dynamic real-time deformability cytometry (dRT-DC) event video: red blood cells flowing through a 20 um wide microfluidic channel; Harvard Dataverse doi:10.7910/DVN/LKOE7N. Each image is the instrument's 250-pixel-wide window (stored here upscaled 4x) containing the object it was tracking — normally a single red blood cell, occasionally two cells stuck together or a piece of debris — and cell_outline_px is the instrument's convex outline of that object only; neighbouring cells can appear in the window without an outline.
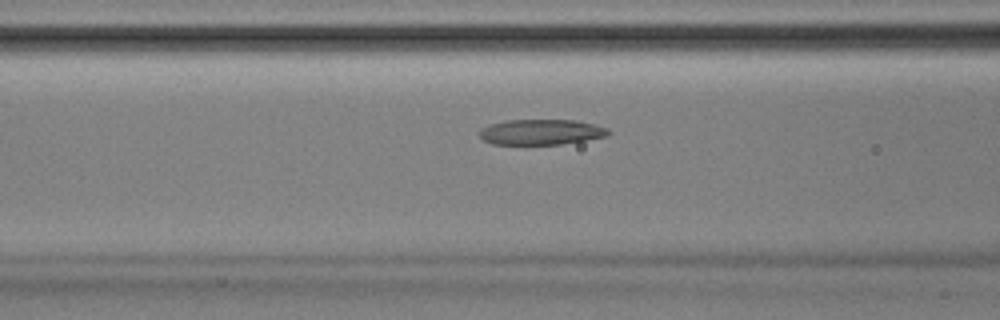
{"species": "Egyptian fruit bat (a non-hibernating species)", "species_latin": "Rousettus aegyptiacus", "temperature_condition": "room temperature", "stored_images_in_passage": 48, "camera_frame_rate_fps": 3000, "um_per_image_px": 0.085, "animal": {"sex": "male"}, "frame": {"image": 1, "passage_image": 17, "time_ms": 5.333, "image_size_px": [1000, 320], "cell_outline_px": [[612, 132], [608, 136], [560, 144], [492, 144], [484, 140], [480, 136], [480, 128], [504, 120], [576, 120], [608, 128]], "centroid_in_image_um": [46.01, 11.22], "position_along_channel_um": 120.6, "area_um2": 19.02}}
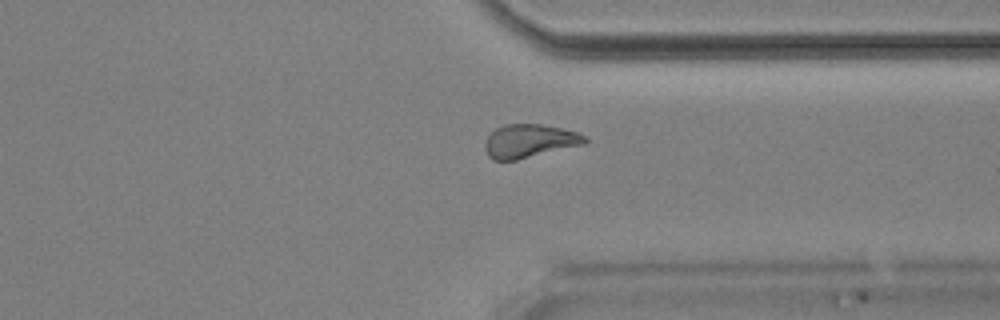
{"frame": {"image": 2, "passage_image": 36, "time_ms": 11.667, "image_size_px": [1000, 320], "cell_outline_px": [[588, 140], [584, 144], [516, 160], [492, 160], [488, 156], [484, 148], [484, 144], [488, 136], [496, 128], [504, 124], [540, 124], [560, 128], [576, 132], [588, 136]], "centroid_in_image_um": [44.99, 11.98], "position_along_channel_um": 366.4, "area_um2": 19.42}}
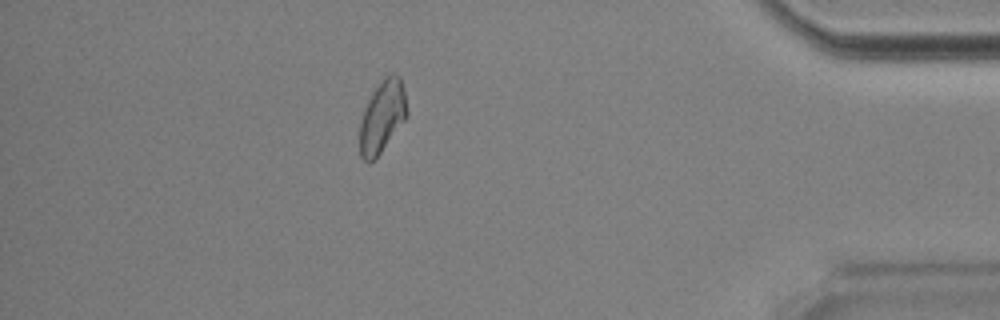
{"frame": {"image": 3, "passage_image": 42, "time_ms": 13.667, "image_size_px": [1000, 320], "cell_outline_px": [[408, 116], [380, 152], [368, 164], [360, 156], [360, 120], [364, 108], [372, 92], [384, 76], [392, 72], [400, 76], [404, 92], [408, 112]], "centroid_in_image_um": [32.49, 9.87], "position_along_channel_um": 402.7, "area_um2": 19.77}, "authors_computed_cell_mechanics": {"area_um2": 19.7676, "velocity_mm_per_s": 3.8849, "shape_relaxation_time_tau1_ms": 6.9764, "shape_relaxation_time_tau2_ms": 2.2419, "deformation_change_tau1": 0.1696, "deformation_change_tau2": 0.0878}}